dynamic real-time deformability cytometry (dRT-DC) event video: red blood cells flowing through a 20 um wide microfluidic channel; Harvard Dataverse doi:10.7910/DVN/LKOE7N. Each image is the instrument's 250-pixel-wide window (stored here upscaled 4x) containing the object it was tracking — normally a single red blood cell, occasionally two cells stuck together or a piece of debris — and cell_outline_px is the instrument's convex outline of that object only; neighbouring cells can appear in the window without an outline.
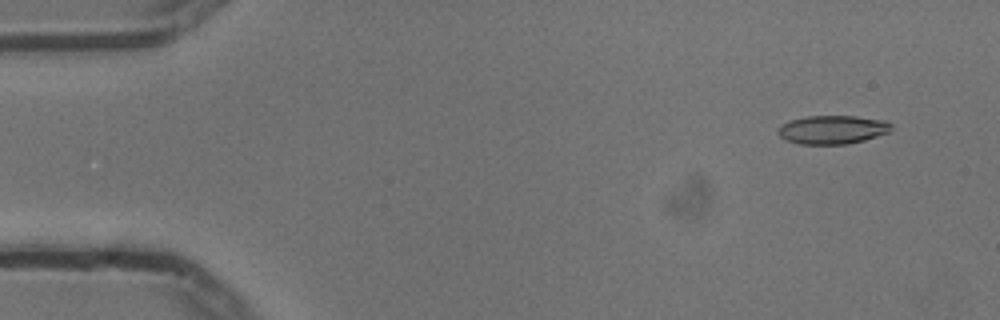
{"species": "common noctule bat (a hibernating species)", "species_latin": "Nyctalus noctula", "temperature_condition": "cold", "stored_images_in_passage": 54, "camera_frame_rate_fps": 3000, "um_per_image_px": 0.085, "animal": {"sex": "male", "body_mass_g": 13.3}, "frame": {"image": 1, "passage_image": 4, "time_ms": 1.0, "image_size_px": [1000, 320], "cell_outline_px": [[892, 128], [888, 132], [864, 140], [848, 144], [800, 144], [784, 140], [776, 132], [780, 124], [788, 120], [804, 116], [856, 116], [888, 120], [892, 124]], "centroid_in_image_um": [70.73, 11.01], "position_along_channel_um": 14.3, "area_um2": 19.19}}
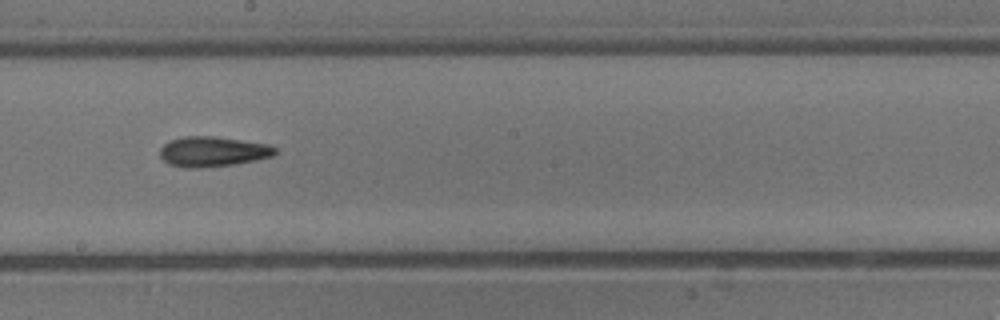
{"frame": {"image": 2, "passage_image": 30, "time_ms": 9.667, "image_size_px": [1000, 320], "cell_outline_px": [[276, 152], [272, 156], [256, 160], [232, 164], [200, 168], [184, 168], [168, 164], [160, 156], [160, 148], [168, 140], [184, 136], [216, 136], [268, 144], [276, 148]], "centroid_in_image_um": [18.05, 12.88], "position_along_channel_um": 230.2, "area_um2": 20.29}}
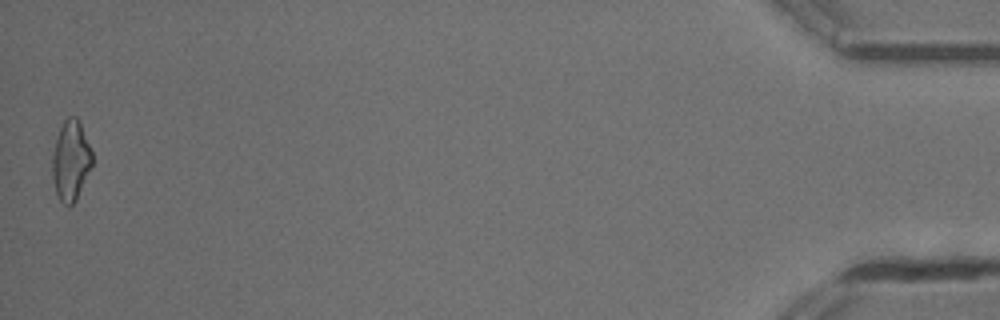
{"frame": {"image": 3, "passage_image": 54, "time_ms": 17.667, "image_size_px": [1000, 320], "cell_outline_px": [[92, 168], [76, 200], [68, 208], [60, 200], [56, 192], [52, 176], [52, 152], [60, 128], [64, 120], [68, 116], [76, 116], [80, 124], [92, 152]], "centroid_in_image_um": [6.02, 13.68], "position_along_channel_um": 429.2, "area_um2": 18.61}, "authors_computed_cell_mechanics": {"area_um2": 19.1607, "velocity_mm_per_s": 3.7508, "shape_relaxation_time_tau1_ms": 5.4046, "shape_relaxation_time_tau2_ms": 7.5006, "deformation_change_tau1": 0.1605, "deformation_change_tau2": 0.1899}}